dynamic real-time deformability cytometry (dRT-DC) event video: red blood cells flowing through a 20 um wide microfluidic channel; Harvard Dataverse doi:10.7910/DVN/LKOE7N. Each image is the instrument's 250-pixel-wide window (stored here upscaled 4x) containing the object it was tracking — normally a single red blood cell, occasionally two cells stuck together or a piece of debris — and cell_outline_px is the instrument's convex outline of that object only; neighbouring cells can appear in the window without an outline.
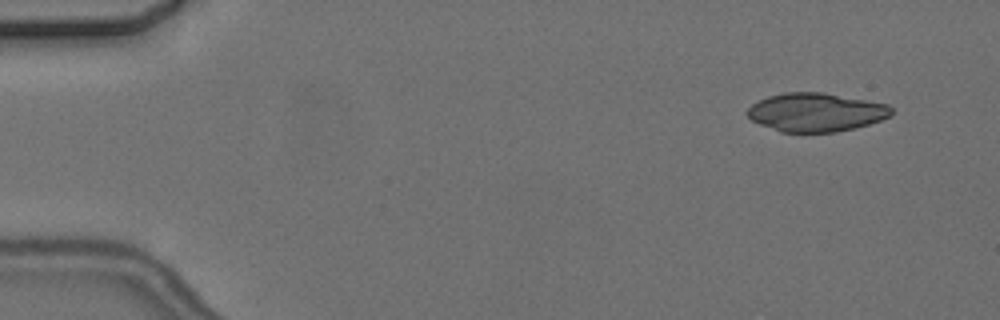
{"species": "common noctule bat (a hibernating species)", "species_latin": "Nyctalus noctula", "temperature_condition": "cold", "stored_images_in_passage": 6, "camera_frame_rate_fps": 3000, "um_per_image_px": 0.085, "animal": {"sex": "female", "body_mass_g": 24.6, "forearm_length_mm": 56.2}, "frame": {"image": 1, "passage_image": 1, "time_ms": 0.0, "image_size_px": [1000, 320], "cell_outline_px": [[892, 116], [856, 128], [836, 132], [780, 132], [760, 124], [752, 120], [748, 116], [748, 108], [752, 104], [768, 96], [784, 92], [824, 92], [888, 104], [892, 108]], "centroid_in_image_um": [69.38, 9.54], "position_along_channel_um": 15.6, "area_um2": 32.43}}
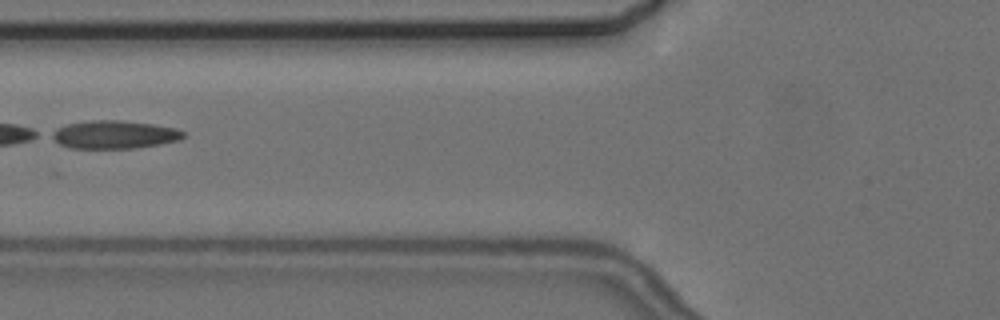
{"frame": {"image": 2, "passage_image": 6, "time_ms": 6.0, "image_size_px": [1000, 320], "cell_outline_px": [[184, 136], [180, 140], [160, 144], [136, 148], [68, 148], [60, 144], [48, 136], [48, 132], [56, 128], [68, 124], [92, 120], [120, 120], [152, 124], [176, 128], [184, 132]], "centroid_in_image_um": [9.66, 11.44], "position_along_channel_um": 116.1, "area_um2": 21.68}}